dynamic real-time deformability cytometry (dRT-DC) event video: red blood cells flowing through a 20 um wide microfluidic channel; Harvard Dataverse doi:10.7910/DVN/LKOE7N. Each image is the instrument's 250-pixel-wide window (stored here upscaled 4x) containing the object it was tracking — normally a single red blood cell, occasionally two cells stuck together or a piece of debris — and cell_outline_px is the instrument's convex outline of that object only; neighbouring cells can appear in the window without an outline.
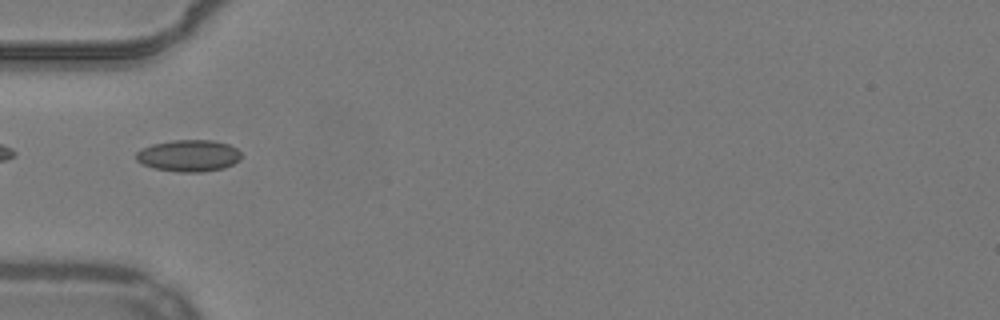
{"species": "common noctule bat (a hibernating species)", "species_latin": "Nyctalus noctula", "temperature_condition": "warm", "stored_images_in_passage": 34, "camera_frame_rate_fps": 3000, "um_per_image_px": 0.085, "animal": {"sex": "male", "body_mass_g": 19.2, "forearm_length_mm": 51.8}, "frame": {"image": 1, "passage_image": 1, "time_ms": 0.0, "image_size_px": [1000, 320], "cell_outline_px": [[240, 160], [224, 168], [204, 172], [176, 172], [152, 168], [136, 160], [136, 152], [152, 144], [172, 140], [212, 140], [228, 144], [236, 148], [240, 152]], "centroid_in_image_um": [16.04, 13.24], "position_along_channel_um": 69.0, "area_um2": 19.48}}
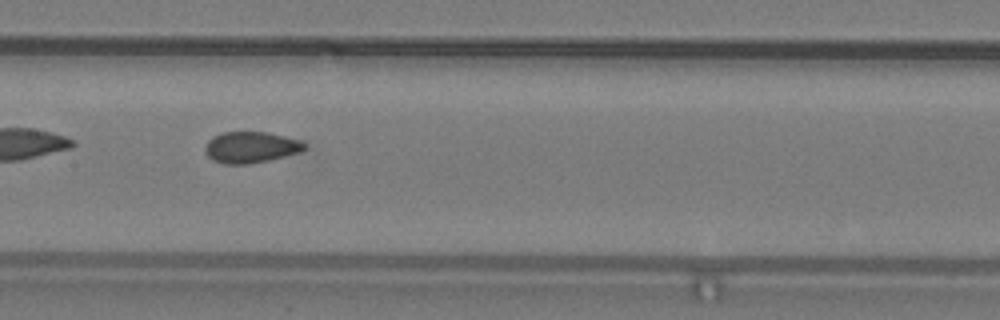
{"frame": {"image": 2, "passage_image": 10, "time_ms": 3.0, "image_size_px": [1000, 320], "cell_outline_px": [[304, 148], [300, 152], [268, 160], [248, 164], [224, 164], [212, 160], [204, 152], [204, 148], [208, 140], [212, 136], [220, 132], [268, 132], [300, 140], [304, 144]], "centroid_in_image_um": [21.25, 12.51], "position_along_channel_um": 186.1, "area_um2": 18.09}, "authors_computed_cell_mechanics": {"area_um2": 18.0625, "velocity_mm_per_s": 3.8804, "shape_relaxation_time_tau1_ms": null, "shape_relaxation_time_tau2_ms": 1.1836, "deformation_change_tau1": null, "deformation_change_tau2": 0.0497}}